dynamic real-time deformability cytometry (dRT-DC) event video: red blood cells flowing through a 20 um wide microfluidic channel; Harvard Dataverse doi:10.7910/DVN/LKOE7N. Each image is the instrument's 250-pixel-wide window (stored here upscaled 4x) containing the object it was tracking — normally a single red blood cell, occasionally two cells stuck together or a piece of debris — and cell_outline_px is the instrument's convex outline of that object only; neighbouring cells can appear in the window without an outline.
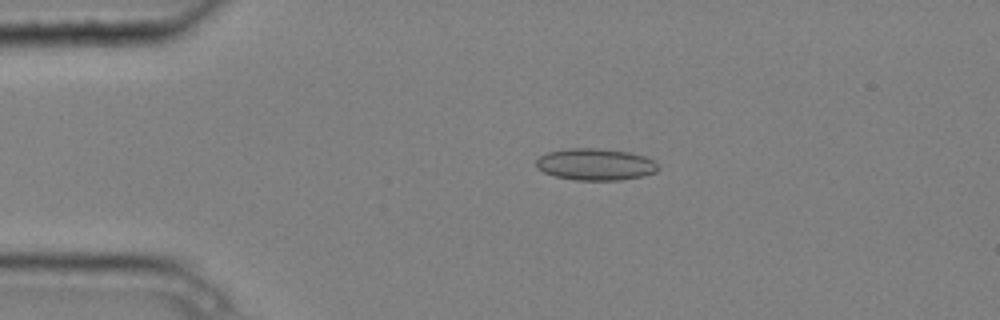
{"species": "common noctule bat (a hibernating species)", "species_latin": "Nyctalus noctula", "temperature_condition": "cold", "stored_images_in_passage": 4, "camera_frame_rate_fps": 3000, "um_per_image_px": 0.085, "animal": {"sex": "male", "body_mass_g": 20.4}, "frame": {"image": 1, "passage_image": 3, "time_ms": 0.667, "image_size_px": [1000, 320], "cell_outline_px": [[660, 168], [656, 172], [644, 176], [620, 180], [576, 180], [556, 176], [544, 172], [536, 168], [536, 160], [540, 156], [548, 152], [568, 148], [600, 148], [628, 152], [644, 156], [652, 160]], "centroid_in_image_um": [50.61, 13.97], "position_along_channel_um": 34.4, "area_um2": 22.6}}